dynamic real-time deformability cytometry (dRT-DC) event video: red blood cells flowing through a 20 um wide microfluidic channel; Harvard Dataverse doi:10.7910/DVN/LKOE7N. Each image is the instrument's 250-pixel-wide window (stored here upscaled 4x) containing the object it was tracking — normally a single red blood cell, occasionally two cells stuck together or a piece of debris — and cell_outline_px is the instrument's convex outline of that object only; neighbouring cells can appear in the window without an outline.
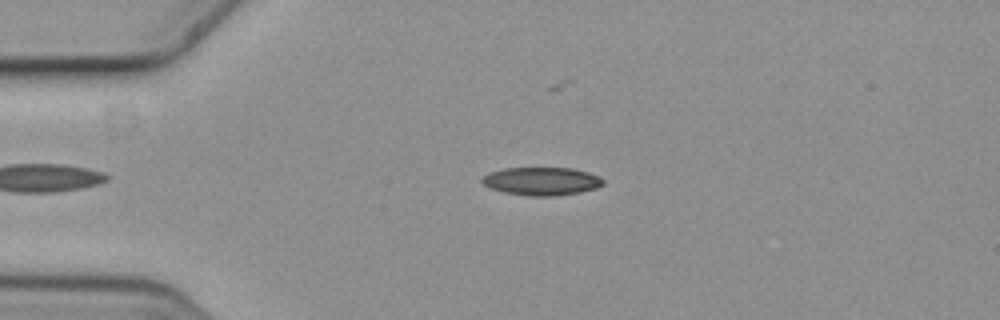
{"species": "common noctule bat (a hibernating species)", "species_latin": "Nyctalus noctula", "temperature_condition": "cold", "stored_images_in_passage": 2, "camera_frame_rate_fps": 3000, "um_per_image_px": 0.085, "animal": {"sex": "female", "body_mass_g": 19.3, "forearm_length_mm": 54.1}, "frame": {"image": 1, "passage_image": 1, "time_ms": 0.0, "image_size_px": [1000, 320], "cell_outline_px": [[604, 184], [596, 188], [580, 192], [552, 196], [528, 196], [504, 192], [492, 188], [484, 184], [480, 180], [488, 172], [504, 168], [572, 168], [588, 172], [600, 176], [604, 180]], "centroid_in_image_um": [46.05, 15.4], "position_along_channel_um": 38.9, "area_um2": 19.83}}